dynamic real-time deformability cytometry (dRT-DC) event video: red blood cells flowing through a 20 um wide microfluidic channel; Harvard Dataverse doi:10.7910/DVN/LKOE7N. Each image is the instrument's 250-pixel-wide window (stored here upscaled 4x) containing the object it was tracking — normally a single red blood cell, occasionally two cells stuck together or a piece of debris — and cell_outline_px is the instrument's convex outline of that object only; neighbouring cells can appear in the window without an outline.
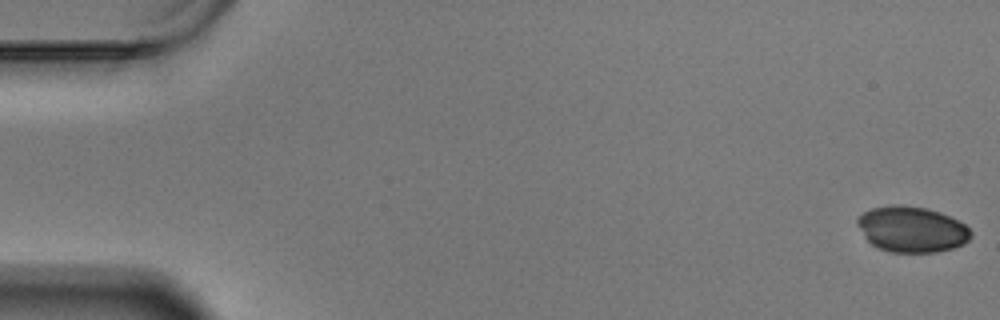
{"species": "Egyptian fruit bat (a non-hibernating species)", "species_latin": "Rousettus aegyptiacus", "temperature_condition": "warm", "stored_images_in_passage": 59, "camera_frame_rate_fps": 3000, "um_per_image_px": 0.085, "animal": {"sex": "male"}, "frame": {"image": 1, "passage_image": 1, "time_ms": 0.0, "image_size_px": [1000, 320], "cell_outline_px": [[972, 236], [964, 244], [952, 248], [936, 252], [892, 252], [880, 248], [872, 244], [864, 236], [856, 224], [856, 220], [864, 212], [872, 208], [892, 204], [904, 204], [924, 208], [940, 212], [964, 224], [972, 232]], "centroid_in_image_um": [77.49, 19.48], "position_along_channel_um": 7.5, "area_um2": 30.17}}
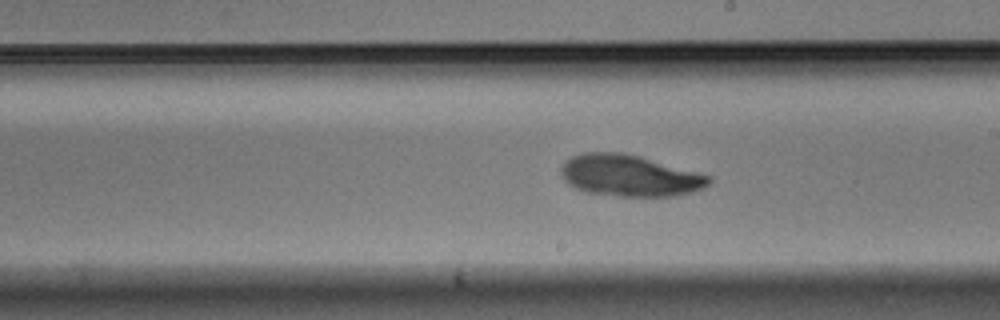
{"frame": {"image": 2, "passage_image": 34, "time_ms": 11.0, "image_size_px": [1000, 320], "cell_outline_px": [[712, 180], [704, 188], [692, 192], [676, 196], [616, 196], [588, 192], [576, 188], [568, 184], [564, 180], [560, 172], [560, 168], [572, 156], [580, 152], [624, 152], [640, 156], [712, 176]], "centroid_in_image_um": [53.52, 14.92], "position_along_channel_um": 235.5, "area_um2": 35.89}}
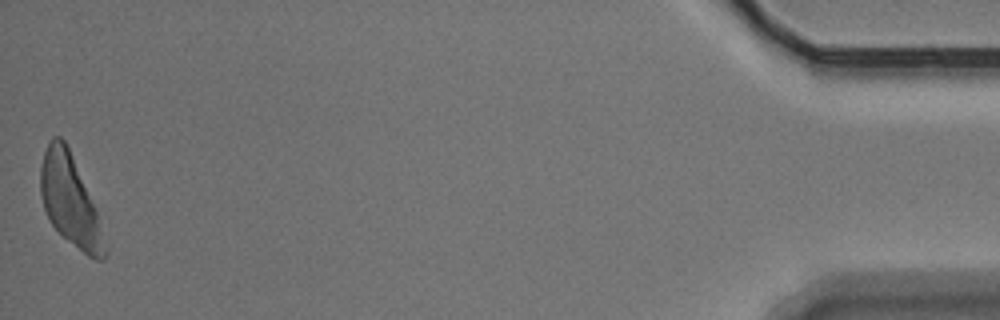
{"frame": {"image": 3, "passage_image": 59, "time_ms": 19.333, "image_size_px": [1000, 320], "cell_outline_px": [[108, 252], [104, 260], [96, 260], [88, 256], [64, 236], [52, 224], [44, 208], [40, 192], [40, 168], [44, 152], [48, 140], [52, 136], [60, 136], [64, 140], [68, 148], [96, 212], [108, 248]], "centroid_in_image_um": [5.94, 17.06], "position_along_channel_um": 429.3, "area_um2": 33.0}}